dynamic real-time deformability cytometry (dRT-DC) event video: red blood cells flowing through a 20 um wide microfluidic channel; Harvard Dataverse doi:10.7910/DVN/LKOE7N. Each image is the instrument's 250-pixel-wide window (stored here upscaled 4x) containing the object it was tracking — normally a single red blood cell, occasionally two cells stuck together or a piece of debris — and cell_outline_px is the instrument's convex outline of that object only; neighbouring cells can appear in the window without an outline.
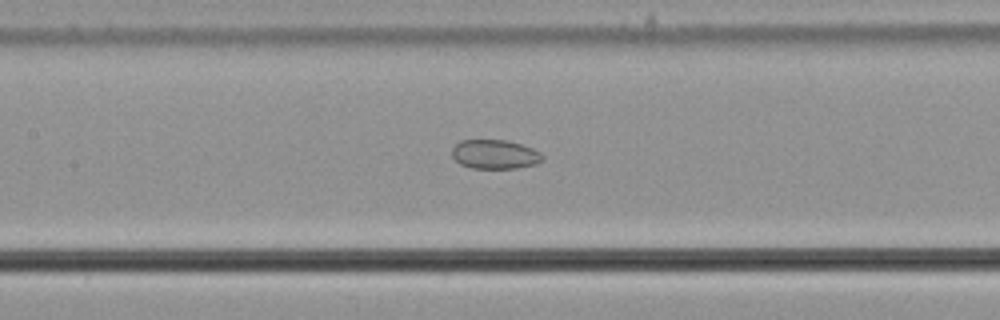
{"species": "common noctule bat (a hibernating species)", "species_latin": "Nyctalus noctula", "temperature_condition": "cold", "stored_images_in_passage": 53, "segment_of_instrument_passage": [2, 2], "camera_frame_rate_fps": 3000, "um_per_image_px": 0.085, "animal": {"sex": "male", "body_mass_g": 21.5, "forearm_length_mm": 52.0}, "frame": {"image": 1, "passage_image": 27, "time_ms": 8.667, "image_size_px": [1000, 320], "cell_outline_px": [[544, 156], [536, 164], [516, 168], [472, 168], [460, 164], [452, 156], [452, 148], [460, 140], [508, 140], [532, 148], [540, 152]], "centroid_in_image_um": [42.05, 13.11], "position_along_channel_um": 165.4, "area_um2": 15.32}}
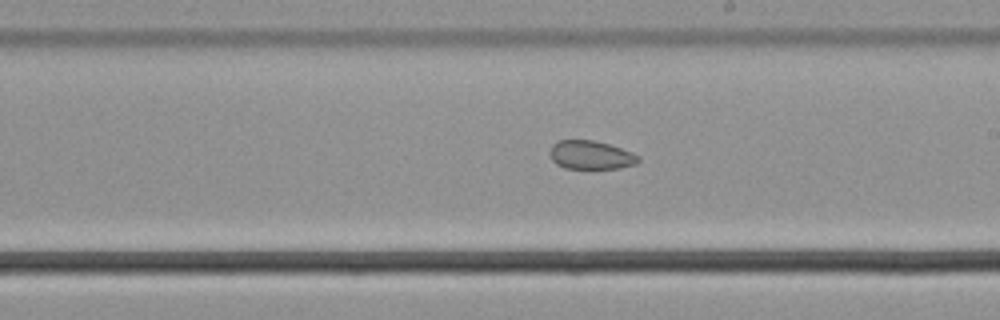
{"frame": {"image": 2, "passage_image": 33, "time_ms": 10.667, "image_size_px": [1000, 320], "cell_outline_px": [[640, 160], [636, 164], [620, 168], [564, 168], [556, 164], [552, 160], [548, 152], [552, 144], [556, 140], [592, 140], [608, 144], [632, 152], [640, 156]], "centroid_in_image_um": [50.19, 13.17], "position_along_channel_um": 238.8, "area_um2": 14.85}}
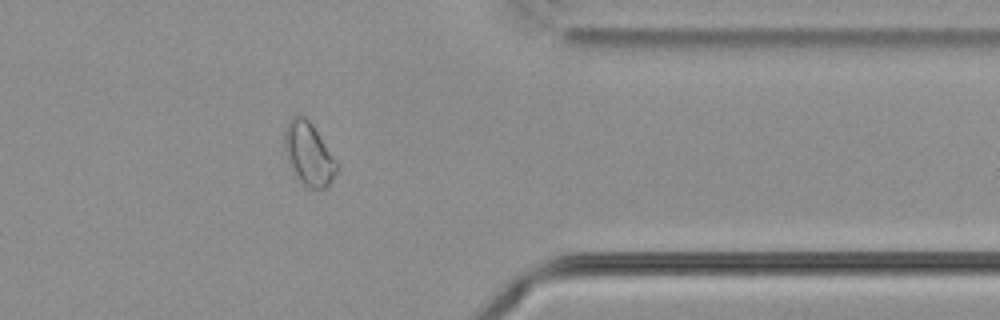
{"frame": {"image": 3, "passage_image": 46, "time_ms": 15.0, "image_size_px": [1000, 320], "cell_outline_px": [[340, 168], [332, 180], [324, 188], [308, 188], [292, 172], [284, 152], [284, 128], [288, 120], [292, 116], [304, 116], [312, 124], [336, 160]], "centroid_in_image_um": [26.22, 13.08], "position_along_channel_um": 385.2, "area_um2": 19.25}}